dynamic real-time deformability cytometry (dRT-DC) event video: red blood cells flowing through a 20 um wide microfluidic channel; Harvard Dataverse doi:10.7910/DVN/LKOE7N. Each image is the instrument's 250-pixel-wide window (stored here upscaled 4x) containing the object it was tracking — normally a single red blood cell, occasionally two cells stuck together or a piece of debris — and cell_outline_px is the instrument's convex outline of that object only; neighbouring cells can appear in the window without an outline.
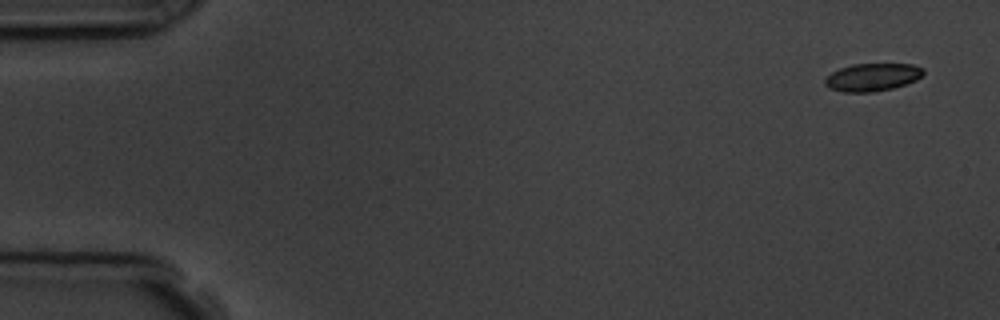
{"species": "common noctule bat (a hibernating species)", "species_latin": "Nyctalus noctula", "temperature_condition": "room temperature", "stored_images_in_passage": 5, "camera_frame_rate_fps": 3000, "um_per_image_px": 0.085, "animal": {"sex": "male", "body_mass_g": 19.5, "forearm_length_mm": 54.6}, "frame": {"image": 1, "passage_image": 1, "time_ms": 0.0, "image_size_px": [1000, 320], "cell_outline_px": [[924, 72], [916, 80], [908, 84], [876, 92], [844, 92], [828, 88], [824, 84], [824, 80], [832, 72], [840, 68], [852, 64], [912, 64], [924, 68]], "centroid_in_image_um": [74.15, 6.56], "position_along_channel_um": 10.8, "area_um2": 16.01}}
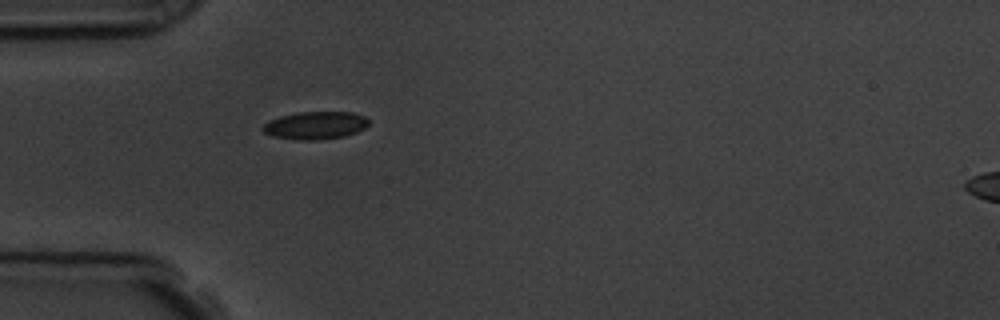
{"frame": {"image": 2, "passage_image": 5, "time_ms": 4.667, "image_size_px": [1000, 320], "cell_outline_px": [[368, 124], [364, 128], [356, 132], [344, 136], [316, 140], [300, 140], [272, 136], [264, 132], [264, 124], [268, 120], [280, 116], [300, 112], [352, 112], [364, 116], [368, 120]], "centroid_in_image_um": [26.8, 10.65], "position_along_channel_um": 58.2, "area_um2": 16.94}}